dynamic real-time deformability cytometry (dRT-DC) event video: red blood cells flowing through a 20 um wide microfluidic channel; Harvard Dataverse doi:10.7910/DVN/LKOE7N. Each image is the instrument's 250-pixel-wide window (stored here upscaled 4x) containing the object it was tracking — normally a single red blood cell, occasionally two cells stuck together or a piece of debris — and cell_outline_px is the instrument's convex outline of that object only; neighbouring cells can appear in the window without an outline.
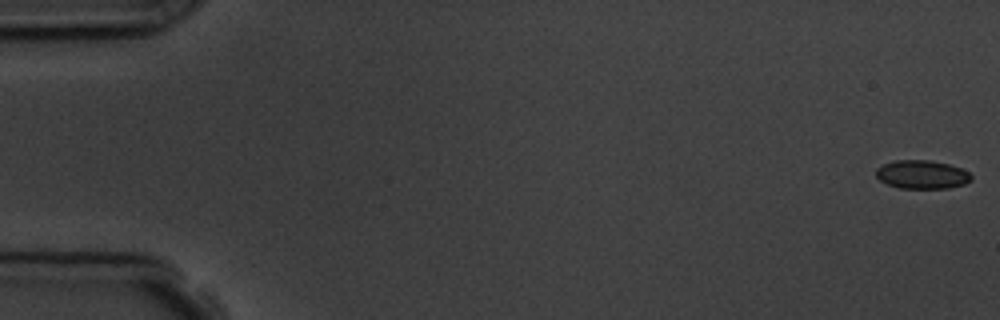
{"species": "common noctule bat (a hibernating species)", "species_latin": "Nyctalus noctula", "temperature_condition": "room temperature", "stored_images_in_passage": 5, "camera_frame_rate_fps": 3000, "um_per_image_px": 0.085, "animal": {"sex": "male", "body_mass_g": 19.5, "forearm_length_mm": 54.6}, "frame": {"image": 1, "passage_image": 1, "time_ms": 0.0, "image_size_px": [1000, 320], "cell_outline_px": [[972, 180], [964, 184], [948, 188], [900, 188], [888, 184], [880, 180], [876, 176], [876, 168], [884, 164], [896, 160], [928, 160], [948, 164], [960, 168], [968, 172], [972, 176]], "centroid_in_image_um": [78.37, 14.83], "position_along_channel_um": 6.6, "area_um2": 15.72}}
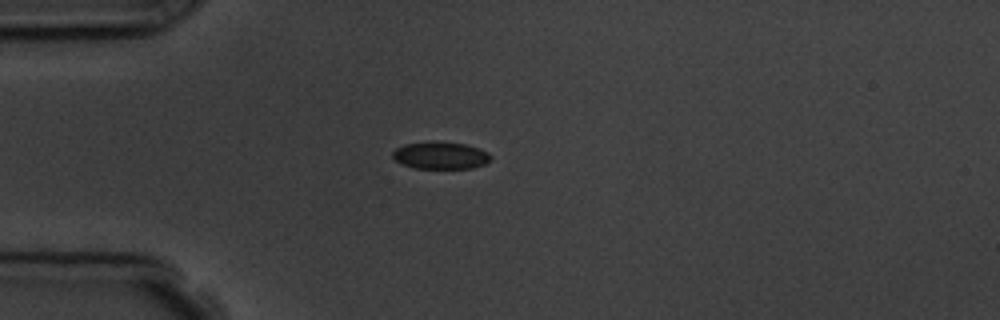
{"frame": {"image": 2, "passage_image": 5, "time_ms": 4.667, "image_size_px": [1000, 320], "cell_outline_px": [[492, 160], [484, 164], [472, 168], [416, 168], [400, 164], [392, 156], [392, 152], [396, 148], [404, 144], [432, 140], [436, 140], [464, 144], [488, 152], [492, 156]], "centroid_in_image_um": [37.42, 13.19], "position_along_channel_um": 47.6, "area_um2": 15.78}}